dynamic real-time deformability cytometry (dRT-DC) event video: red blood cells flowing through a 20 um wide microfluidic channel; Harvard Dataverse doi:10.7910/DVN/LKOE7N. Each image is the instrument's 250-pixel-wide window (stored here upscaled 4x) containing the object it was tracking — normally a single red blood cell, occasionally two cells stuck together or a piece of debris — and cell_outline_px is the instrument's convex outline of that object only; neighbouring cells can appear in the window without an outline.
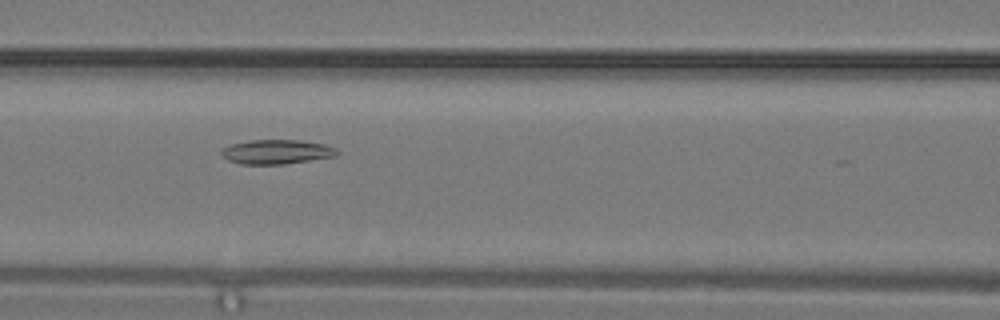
{"species": "common noctule bat (a hibernating species)", "species_latin": "Nyctalus noctula", "temperature_condition": "warm", "stored_images_in_passage": 11, "segment_of_instrument_passage": [2, 2], "camera_frame_rate_fps": 3000, "um_per_image_px": 0.085, "animal": {"sex": "male", "body_mass_g": 19.2, "forearm_length_mm": 51.8}, "frame": {"image": 1, "passage_image": 8, "time_ms": 2.333, "image_size_px": [1000, 320], "cell_outline_px": [[340, 152], [336, 156], [284, 164], [240, 164], [228, 160], [220, 152], [228, 144], [248, 140], [300, 140], [324, 144], [336, 148]], "centroid_in_image_um": [23.51, 12.9], "position_along_channel_um": 143.1, "area_um2": 16.47}}
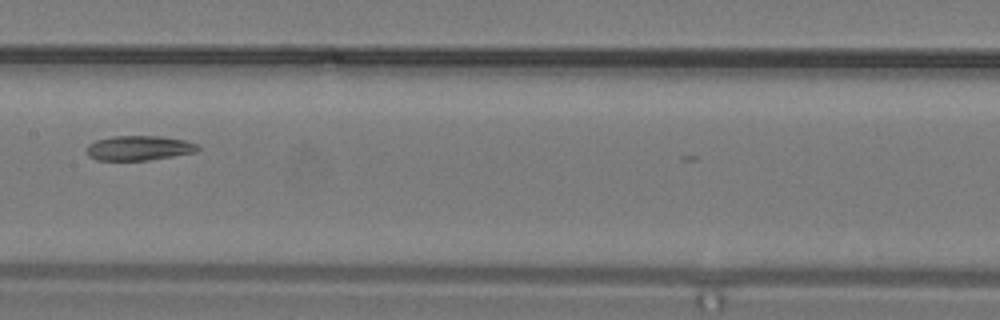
{"frame": {"image": 2, "passage_image": 10, "time_ms": 3.0, "image_size_px": [1000, 320], "cell_outline_px": [[200, 148], [196, 152], [148, 160], [96, 160], [88, 156], [88, 144], [96, 140], [112, 136], [160, 136], [184, 140], [196, 144]], "centroid_in_image_um": [11.8, 12.58], "position_along_channel_um": 195.6, "area_um2": 15.9}}